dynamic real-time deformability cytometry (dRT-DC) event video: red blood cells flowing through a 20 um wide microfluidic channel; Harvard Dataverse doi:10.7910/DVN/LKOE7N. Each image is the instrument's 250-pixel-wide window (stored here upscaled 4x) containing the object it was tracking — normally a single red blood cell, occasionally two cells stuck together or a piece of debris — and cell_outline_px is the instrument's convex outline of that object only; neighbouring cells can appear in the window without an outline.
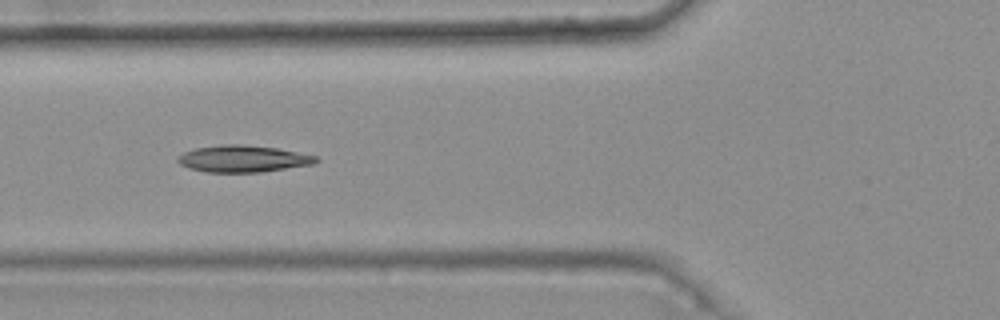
{"species": "common noctule bat (a hibernating species)", "species_latin": "Nyctalus noctula", "temperature_condition": "warm", "stored_images_in_passage": 7, "camera_frame_rate_fps": 3000, "um_per_image_px": 0.085, "animal": {"sex": "female", "body_mass_g": 25.1}, "frame": {"image": 1, "passage_image": 2, "time_ms": 0.333, "image_size_px": [1000, 320], "cell_outline_px": [[320, 160], [312, 164], [260, 172], [204, 172], [188, 168], [180, 164], [176, 160], [184, 152], [196, 148], [224, 144], [240, 144], [276, 148], [316, 156]], "centroid_in_image_um": [20.62, 13.5], "position_along_channel_um": 105.2, "area_um2": 21.33}}
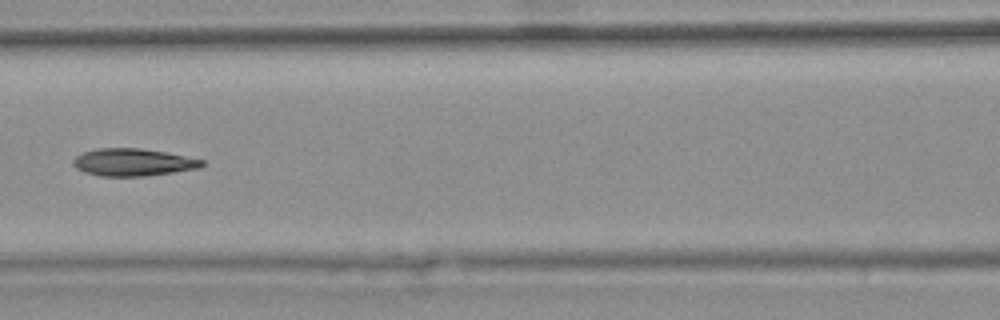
{"frame": {"image": 2, "passage_image": 3, "time_ms": 0.667, "image_size_px": [1000, 320], "cell_outline_px": [[204, 164], [200, 168], [144, 176], [100, 176], [84, 172], [76, 168], [72, 164], [72, 160], [76, 156], [84, 152], [96, 148], [140, 148], [164, 152], [204, 160]], "centroid_in_image_um": [11.27, 13.79], "position_along_channel_um": 155.3, "area_um2": 20.46}}
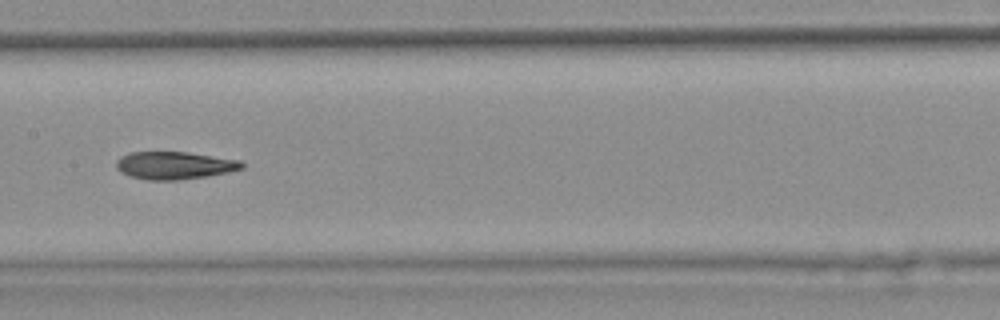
{"frame": {"image": 3, "passage_image": 4, "time_ms": 1.0, "image_size_px": [1000, 320], "cell_outline_px": [[244, 168], [228, 172], [208, 176], [180, 180], [148, 180], [132, 176], [120, 172], [116, 168], [116, 160], [120, 156], [128, 152], [188, 152], [240, 160], [244, 164]], "centroid_in_image_um": [14.82, 14.06], "position_along_channel_um": 192.6, "area_um2": 20.35}}